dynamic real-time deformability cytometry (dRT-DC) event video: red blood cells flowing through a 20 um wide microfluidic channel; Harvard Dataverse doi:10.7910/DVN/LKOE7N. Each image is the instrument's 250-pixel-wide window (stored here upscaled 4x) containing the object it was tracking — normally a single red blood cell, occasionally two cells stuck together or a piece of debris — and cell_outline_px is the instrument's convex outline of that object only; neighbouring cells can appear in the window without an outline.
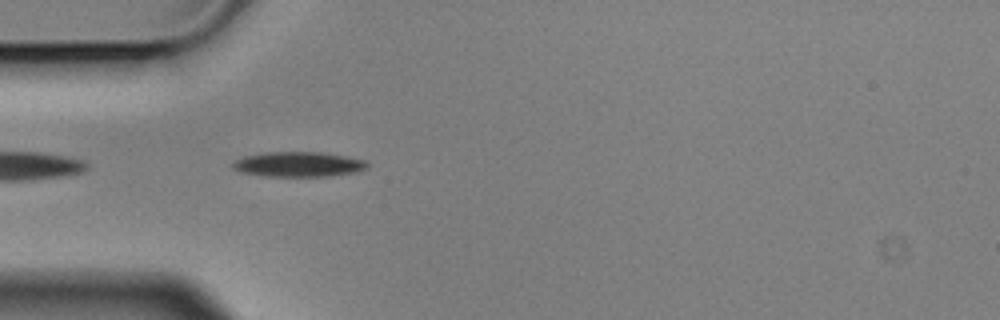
{"species": "Egyptian fruit bat (a non-hibernating species)", "species_latin": "Rousettus aegyptiacus", "temperature_condition": "cold", "stored_images_in_passage": 12, "camera_frame_rate_fps": 3000, "um_per_image_px": 0.085, "animal": {"sex": "male"}, "frame": {"image": 1, "passage_image": 2, "time_ms": 0.333, "image_size_px": [1000, 320], "cell_outline_px": [[368, 168], [356, 172], [332, 176], [268, 176], [240, 172], [232, 168], [232, 164], [236, 160], [244, 156], [264, 152], [320, 152], [344, 156], [364, 160], [368, 164]], "centroid_in_image_um": [25.36, 13.97], "position_along_channel_um": 59.6, "area_um2": 19.54}}
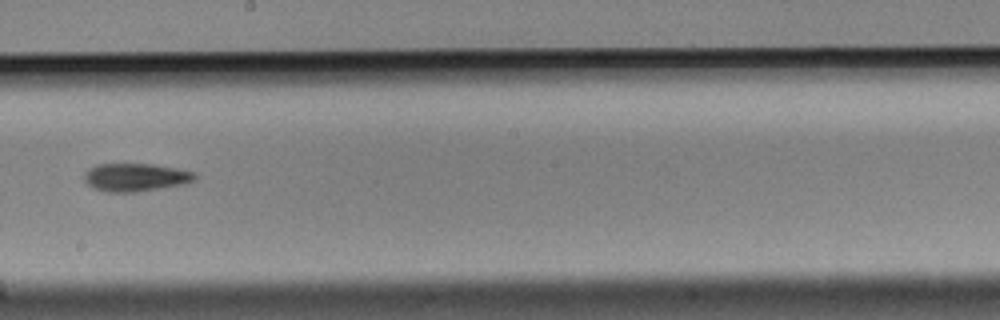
{"frame": {"image": 2, "passage_image": 6, "time_ms": 1.667, "image_size_px": [1000, 320], "cell_outline_px": [[196, 180], [184, 184], [136, 192], [108, 192], [92, 188], [84, 180], [84, 172], [88, 168], [96, 164], [152, 164], [176, 168], [196, 172]], "centroid_in_image_um": [11.51, 15.07], "position_along_channel_um": 236.7, "area_um2": 18.21}}
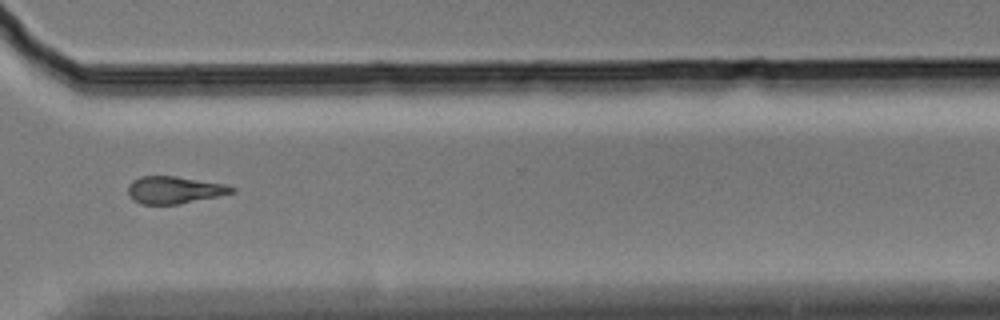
{"frame": {"image": 3, "passage_image": 9, "time_ms": 2.667, "image_size_px": [1000, 320], "cell_outline_px": [[236, 192], [220, 196], [180, 204], [140, 204], [132, 200], [128, 196], [128, 184], [132, 180], [140, 176], [176, 176], [224, 184], [236, 188]], "centroid_in_image_um": [14.8, 16.15], "position_along_channel_um": 355.8, "area_um2": 16.7}}